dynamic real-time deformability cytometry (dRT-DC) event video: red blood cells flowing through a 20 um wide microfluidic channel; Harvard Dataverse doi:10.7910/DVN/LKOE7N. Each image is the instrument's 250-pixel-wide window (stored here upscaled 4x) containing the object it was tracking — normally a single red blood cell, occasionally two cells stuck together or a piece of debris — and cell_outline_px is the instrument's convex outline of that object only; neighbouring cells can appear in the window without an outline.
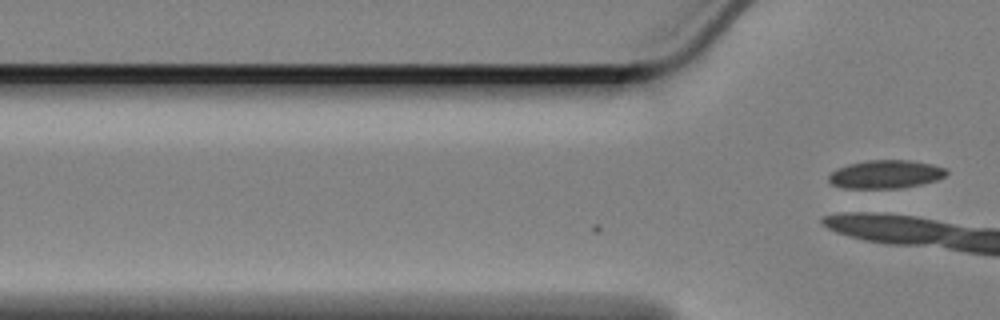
{"species": "Egyptian fruit bat (a non-hibernating species)", "species_latin": "Rousettus aegyptiacus", "temperature_condition": "cold", "stored_images_in_passage": 2, "camera_frame_rate_fps": 3000, "um_per_image_px": 0.085, "animal": {"sex": "female"}, "frame": {"image": 1, "passage_image": 2, "time_ms": 0.333, "image_size_px": [1000, 320], "cell_outline_px": [[948, 172], [944, 176], [936, 180], [920, 184], [900, 188], [844, 188], [832, 184], [828, 180], [828, 176], [836, 168], [848, 164], [868, 160], [908, 160], [932, 164], [948, 168]], "centroid_in_image_um": [75.28, 14.8], "position_along_channel_um": 50.5, "area_um2": 19.42}}